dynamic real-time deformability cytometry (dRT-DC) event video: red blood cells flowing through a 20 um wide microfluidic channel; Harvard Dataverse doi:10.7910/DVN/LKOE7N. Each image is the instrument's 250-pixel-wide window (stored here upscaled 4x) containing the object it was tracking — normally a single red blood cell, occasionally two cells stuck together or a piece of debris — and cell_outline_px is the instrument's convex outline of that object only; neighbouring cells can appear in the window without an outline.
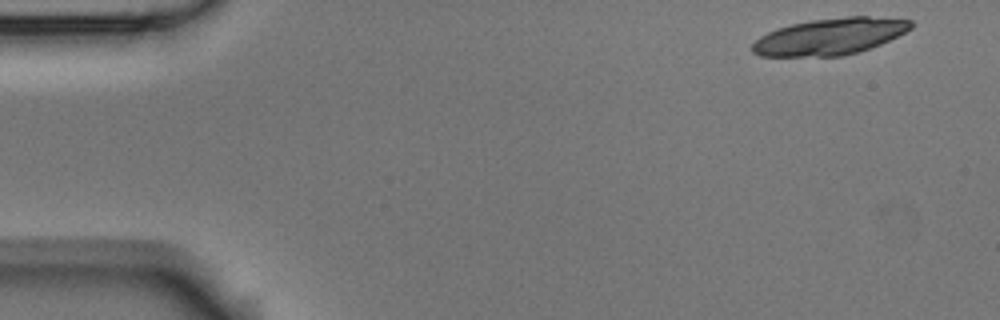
{"species": "Egyptian fruit bat (a non-hibernating species)", "species_latin": "Rousettus aegyptiacus", "temperature_condition": "room temperature", "stored_images_in_passage": 5, "camera_frame_rate_fps": 3000, "um_per_image_px": 0.085, "animal": {"sex": "male"}, "frame": {"image": 1, "passage_image": 1, "time_ms": 0.0, "image_size_px": [1000, 320], "cell_outline_px": [[912, 28], [880, 44], [844, 56], [760, 56], [752, 52], [752, 44], [760, 36], [776, 28], [792, 24], [812, 20], [848, 16], [868, 16], [912, 20]], "centroid_in_image_um": [70.51, 3.1], "position_along_channel_um": 14.5, "area_um2": 33.52}}